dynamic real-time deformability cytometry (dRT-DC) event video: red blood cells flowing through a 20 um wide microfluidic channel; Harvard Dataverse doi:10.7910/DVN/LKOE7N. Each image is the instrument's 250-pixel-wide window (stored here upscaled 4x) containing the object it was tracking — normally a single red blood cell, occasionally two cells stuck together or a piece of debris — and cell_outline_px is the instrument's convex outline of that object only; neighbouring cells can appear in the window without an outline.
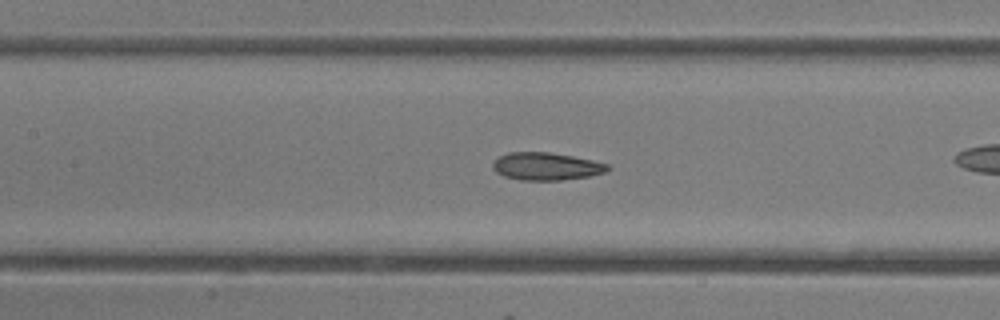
{"species": "common noctule bat (a hibernating species)", "species_latin": "Nyctalus noctula", "temperature_condition": "room temperature", "stored_images_in_passage": 38, "camera_frame_rate_fps": 3000, "um_per_image_px": 0.085, "animal": {"sex": "female"}, "frame": {"image": 1, "passage_image": 22, "time_ms": 7.0, "image_size_px": [1000, 320], "cell_outline_px": [[612, 168], [604, 172], [588, 176], [560, 180], [520, 180], [504, 176], [496, 172], [492, 168], [492, 164], [500, 156], [508, 152], [548, 152], [572, 156], [592, 160], [608, 164]], "centroid_in_image_um": [46.42, 14.14], "position_along_channel_um": 161.0, "area_um2": 18.38}}